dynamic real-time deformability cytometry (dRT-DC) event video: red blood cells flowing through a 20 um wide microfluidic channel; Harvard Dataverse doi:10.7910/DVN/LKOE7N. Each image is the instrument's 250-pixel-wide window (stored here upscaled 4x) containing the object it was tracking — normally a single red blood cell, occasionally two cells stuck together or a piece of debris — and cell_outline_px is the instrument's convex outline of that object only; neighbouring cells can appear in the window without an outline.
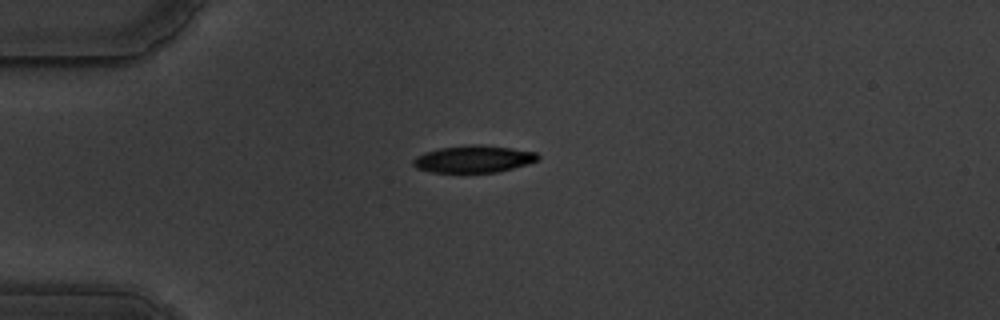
{"species": "common noctule bat (a hibernating species)", "species_latin": "Nyctalus noctula", "temperature_condition": "warm", "stored_images_in_passage": 44, "camera_frame_rate_fps": 3000, "um_per_image_px": 0.085, "animal": {"sex": "male", "body_mass_g": 19.5, "forearm_length_mm": 54.6}, "frame": {"image": 1, "passage_image": 1, "time_ms": 0.0, "image_size_px": [1000, 320], "cell_outline_px": [[540, 160], [528, 164], [496, 172], [432, 172], [416, 168], [412, 164], [412, 160], [416, 156], [424, 152], [440, 148], [472, 144], [480, 144], [512, 148], [536, 152], [540, 156]], "centroid_in_image_um": [40.26, 13.51], "position_along_channel_um": 44.7, "area_um2": 19.77}}
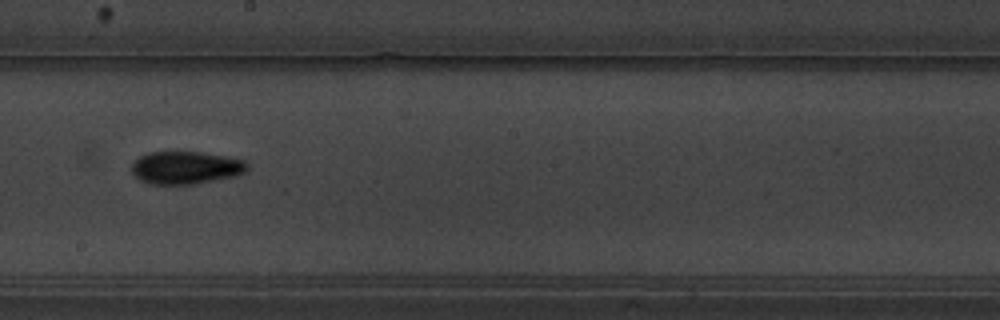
{"frame": {"image": 2, "passage_image": 19, "time_ms": 6.0, "image_size_px": [1000, 320], "cell_outline_px": [[248, 168], [244, 172], [232, 176], [192, 184], [148, 184], [140, 180], [132, 172], [132, 164], [140, 156], [148, 152], [200, 152], [228, 156], [244, 160], [248, 164]], "centroid_in_image_um": [15.77, 14.24], "position_along_channel_um": 232.4, "area_um2": 21.85}}
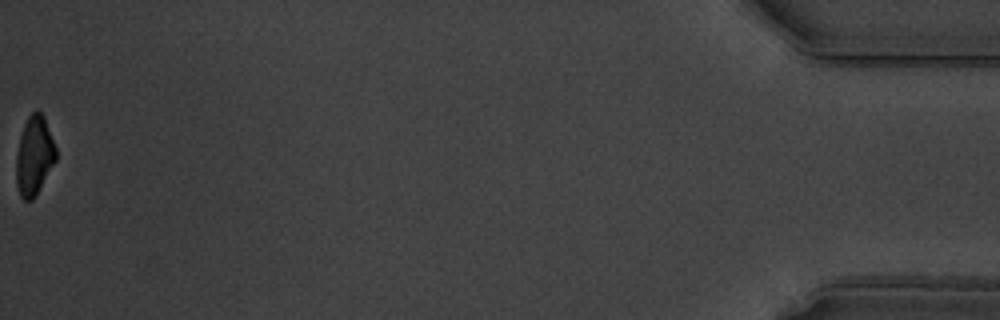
{"frame": {"image": 3, "passage_image": 44, "time_ms": 14.333, "image_size_px": [1000, 320], "cell_outline_px": [[56, 160], [36, 196], [32, 200], [24, 200], [20, 196], [16, 184], [16, 156], [20, 136], [24, 124], [28, 116], [36, 108], [44, 116], [56, 148]], "centroid_in_image_um": [2.9, 13.24], "position_along_channel_um": 432.3, "area_um2": 18.38}, "authors_computed_cell_mechanics": {"area_um2": 20.9814, "velocity_mm_per_s": 3.5254, "shape_relaxation_time_tau1_ms": 5.0777, "shape_relaxation_time_tau2_ms": 4.9689, "deformation_change_tau1": 0.1616, "deformation_change_tau2": 0.1103}}